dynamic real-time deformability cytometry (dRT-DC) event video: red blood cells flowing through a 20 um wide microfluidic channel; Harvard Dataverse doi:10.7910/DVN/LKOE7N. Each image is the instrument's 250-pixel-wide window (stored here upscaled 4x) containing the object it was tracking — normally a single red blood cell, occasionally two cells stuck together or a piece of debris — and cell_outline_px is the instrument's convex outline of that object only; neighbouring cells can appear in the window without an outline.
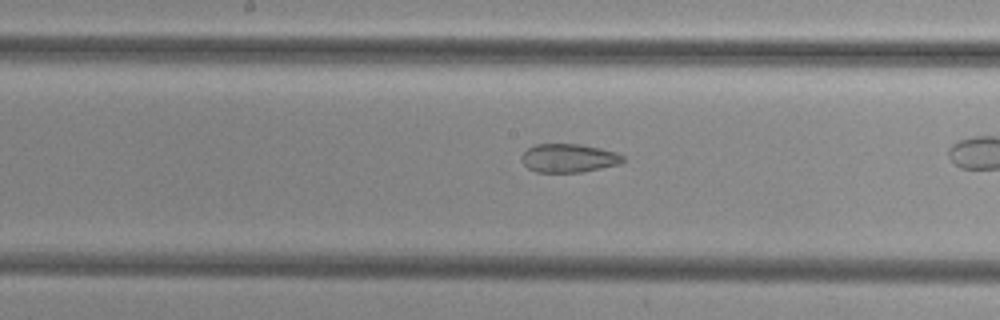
{"species": "common noctule bat (a hibernating species)", "species_latin": "Nyctalus noctula", "temperature_condition": "cold", "stored_images_in_passage": 23, "camera_frame_rate_fps": 3000, "um_per_image_px": 0.085, "animal": {"sex": "female", "body_mass_g": 29.2, "forearm_length_mm": 56.3}, "frame": {"image": 1, "passage_image": 10, "time_ms": 3.0, "image_size_px": [1000, 320], "cell_outline_px": [[624, 160], [620, 164], [580, 172], [536, 172], [528, 168], [520, 160], [520, 156], [528, 148], [536, 144], [580, 144], [600, 148], [616, 152], [624, 156]], "centroid_in_image_um": [48.32, 13.43], "position_along_channel_um": 199.9, "area_um2": 16.88}}
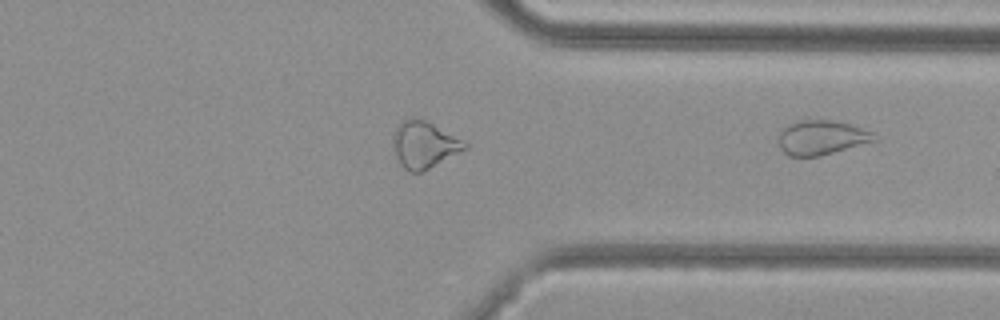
{"frame": {"image": 2, "passage_image": 23, "time_ms": 7.333, "image_size_px": [1000, 320], "cell_outline_px": [[880, 140], [820, 156], [788, 156], [780, 148], [780, 132], [788, 124], [800, 120], [832, 120], [848, 124], [872, 132]], "centroid_in_image_um": [69.86, 11.7], "position_along_channel_um": 341.5, "area_um2": 19.13}}